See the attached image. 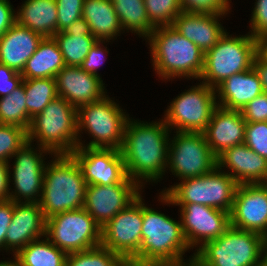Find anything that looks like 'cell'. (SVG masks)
I'll use <instances>...</instances> for the list:
<instances>
[{"mask_svg": "<svg viewBox=\"0 0 267 266\" xmlns=\"http://www.w3.org/2000/svg\"><path fill=\"white\" fill-rule=\"evenodd\" d=\"M143 197L141 194L101 227V246L128 262L142 242Z\"/></svg>", "mask_w": 267, "mask_h": 266, "instance_id": "cell-14", "label": "cell"}, {"mask_svg": "<svg viewBox=\"0 0 267 266\" xmlns=\"http://www.w3.org/2000/svg\"><path fill=\"white\" fill-rule=\"evenodd\" d=\"M262 184L264 185V187L267 189V179L266 180H264L263 182H262Z\"/></svg>", "mask_w": 267, "mask_h": 266, "instance_id": "cell-52", "label": "cell"}, {"mask_svg": "<svg viewBox=\"0 0 267 266\" xmlns=\"http://www.w3.org/2000/svg\"><path fill=\"white\" fill-rule=\"evenodd\" d=\"M30 123L23 79L12 93L0 98V124L15 125L28 131Z\"/></svg>", "mask_w": 267, "mask_h": 266, "instance_id": "cell-32", "label": "cell"}, {"mask_svg": "<svg viewBox=\"0 0 267 266\" xmlns=\"http://www.w3.org/2000/svg\"><path fill=\"white\" fill-rule=\"evenodd\" d=\"M42 40L40 34L16 22L0 37V63L21 73Z\"/></svg>", "mask_w": 267, "mask_h": 266, "instance_id": "cell-24", "label": "cell"}, {"mask_svg": "<svg viewBox=\"0 0 267 266\" xmlns=\"http://www.w3.org/2000/svg\"><path fill=\"white\" fill-rule=\"evenodd\" d=\"M259 51L267 57V34L259 39Z\"/></svg>", "mask_w": 267, "mask_h": 266, "instance_id": "cell-49", "label": "cell"}, {"mask_svg": "<svg viewBox=\"0 0 267 266\" xmlns=\"http://www.w3.org/2000/svg\"><path fill=\"white\" fill-rule=\"evenodd\" d=\"M217 166L239 185L262 183L267 179V159L245 143L226 149L217 157ZM226 168L229 170H223Z\"/></svg>", "mask_w": 267, "mask_h": 266, "instance_id": "cell-22", "label": "cell"}, {"mask_svg": "<svg viewBox=\"0 0 267 266\" xmlns=\"http://www.w3.org/2000/svg\"><path fill=\"white\" fill-rule=\"evenodd\" d=\"M253 69L260 79L263 92H267V57H265L260 51L254 58Z\"/></svg>", "mask_w": 267, "mask_h": 266, "instance_id": "cell-47", "label": "cell"}, {"mask_svg": "<svg viewBox=\"0 0 267 266\" xmlns=\"http://www.w3.org/2000/svg\"><path fill=\"white\" fill-rule=\"evenodd\" d=\"M57 95L78 109L107 95L101 76L90 74L81 67L64 66L55 76Z\"/></svg>", "mask_w": 267, "mask_h": 266, "instance_id": "cell-19", "label": "cell"}, {"mask_svg": "<svg viewBox=\"0 0 267 266\" xmlns=\"http://www.w3.org/2000/svg\"><path fill=\"white\" fill-rule=\"evenodd\" d=\"M216 107L215 89L200 81L170 102L163 119L171 131L203 133Z\"/></svg>", "mask_w": 267, "mask_h": 266, "instance_id": "cell-10", "label": "cell"}, {"mask_svg": "<svg viewBox=\"0 0 267 266\" xmlns=\"http://www.w3.org/2000/svg\"><path fill=\"white\" fill-rule=\"evenodd\" d=\"M168 146L167 170L178 180L200 177L217 166L204 133L174 132Z\"/></svg>", "mask_w": 267, "mask_h": 266, "instance_id": "cell-12", "label": "cell"}, {"mask_svg": "<svg viewBox=\"0 0 267 266\" xmlns=\"http://www.w3.org/2000/svg\"><path fill=\"white\" fill-rule=\"evenodd\" d=\"M27 140L52 154H71L77 148V109L57 96L31 119Z\"/></svg>", "mask_w": 267, "mask_h": 266, "instance_id": "cell-6", "label": "cell"}, {"mask_svg": "<svg viewBox=\"0 0 267 266\" xmlns=\"http://www.w3.org/2000/svg\"><path fill=\"white\" fill-rule=\"evenodd\" d=\"M10 0H0V37L16 23V11Z\"/></svg>", "mask_w": 267, "mask_h": 266, "instance_id": "cell-45", "label": "cell"}, {"mask_svg": "<svg viewBox=\"0 0 267 266\" xmlns=\"http://www.w3.org/2000/svg\"><path fill=\"white\" fill-rule=\"evenodd\" d=\"M195 253L193 266H261L262 234L230 226Z\"/></svg>", "mask_w": 267, "mask_h": 266, "instance_id": "cell-8", "label": "cell"}, {"mask_svg": "<svg viewBox=\"0 0 267 266\" xmlns=\"http://www.w3.org/2000/svg\"><path fill=\"white\" fill-rule=\"evenodd\" d=\"M143 201L142 242L137 253L127 262L143 266H191L195 253L184 260L190 247L176 221ZM186 261V262H185Z\"/></svg>", "mask_w": 267, "mask_h": 266, "instance_id": "cell-2", "label": "cell"}, {"mask_svg": "<svg viewBox=\"0 0 267 266\" xmlns=\"http://www.w3.org/2000/svg\"><path fill=\"white\" fill-rule=\"evenodd\" d=\"M13 216V201H0V251L5 250V235Z\"/></svg>", "mask_w": 267, "mask_h": 266, "instance_id": "cell-44", "label": "cell"}, {"mask_svg": "<svg viewBox=\"0 0 267 266\" xmlns=\"http://www.w3.org/2000/svg\"><path fill=\"white\" fill-rule=\"evenodd\" d=\"M183 12L228 14L231 0H179Z\"/></svg>", "mask_w": 267, "mask_h": 266, "instance_id": "cell-39", "label": "cell"}, {"mask_svg": "<svg viewBox=\"0 0 267 266\" xmlns=\"http://www.w3.org/2000/svg\"><path fill=\"white\" fill-rule=\"evenodd\" d=\"M105 42L109 43L111 41L98 40L93 45L91 50L88 52L86 58L84 59L82 65L80 66L82 70H84L90 74L100 76L98 71H97L98 67L100 68V65H102L103 62H105L104 60L107 59V58H105V55H107L109 53V51L107 50V47L104 46V45H106Z\"/></svg>", "mask_w": 267, "mask_h": 266, "instance_id": "cell-42", "label": "cell"}, {"mask_svg": "<svg viewBox=\"0 0 267 266\" xmlns=\"http://www.w3.org/2000/svg\"><path fill=\"white\" fill-rule=\"evenodd\" d=\"M238 183L216 166L211 172L194 178L181 180L159 193L158 200L167 206L202 204L231 212Z\"/></svg>", "mask_w": 267, "mask_h": 266, "instance_id": "cell-5", "label": "cell"}, {"mask_svg": "<svg viewBox=\"0 0 267 266\" xmlns=\"http://www.w3.org/2000/svg\"><path fill=\"white\" fill-rule=\"evenodd\" d=\"M35 145L29 141L24 143L13 155L15 158L12 168L9 163V180L14 186L13 190L10 187L9 200L13 202L39 203L40 201L47 163L44 161L45 155L54 154L36 143Z\"/></svg>", "mask_w": 267, "mask_h": 266, "instance_id": "cell-13", "label": "cell"}, {"mask_svg": "<svg viewBox=\"0 0 267 266\" xmlns=\"http://www.w3.org/2000/svg\"><path fill=\"white\" fill-rule=\"evenodd\" d=\"M150 23L156 28L172 26L176 17L183 12L179 0H144Z\"/></svg>", "mask_w": 267, "mask_h": 266, "instance_id": "cell-35", "label": "cell"}, {"mask_svg": "<svg viewBox=\"0 0 267 266\" xmlns=\"http://www.w3.org/2000/svg\"><path fill=\"white\" fill-rule=\"evenodd\" d=\"M128 118L129 114L108 95L80 106L77 109V147L121 150ZM82 131L92 138L87 145L81 140Z\"/></svg>", "mask_w": 267, "mask_h": 266, "instance_id": "cell-7", "label": "cell"}, {"mask_svg": "<svg viewBox=\"0 0 267 266\" xmlns=\"http://www.w3.org/2000/svg\"><path fill=\"white\" fill-rule=\"evenodd\" d=\"M71 155L81 168L87 185L137 183L128 177L120 150L77 147Z\"/></svg>", "mask_w": 267, "mask_h": 266, "instance_id": "cell-15", "label": "cell"}, {"mask_svg": "<svg viewBox=\"0 0 267 266\" xmlns=\"http://www.w3.org/2000/svg\"><path fill=\"white\" fill-rule=\"evenodd\" d=\"M262 256L264 264H267V230L262 234Z\"/></svg>", "mask_w": 267, "mask_h": 266, "instance_id": "cell-48", "label": "cell"}, {"mask_svg": "<svg viewBox=\"0 0 267 266\" xmlns=\"http://www.w3.org/2000/svg\"><path fill=\"white\" fill-rule=\"evenodd\" d=\"M151 65L161 80L198 79L204 69V52L173 26L156 27L146 39Z\"/></svg>", "mask_w": 267, "mask_h": 266, "instance_id": "cell-3", "label": "cell"}, {"mask_svg": "<svg viewBox=\"0 0 267 266\" xmlns=\"http://www.w3.org/2000/svg\"><path fill=\"white\" fill-rule=\"evenodd\" d=\"M53 156H50L53 159L45 166L39 201L45 219L80 209L85 203L87 184L75 158L71 154Z\"/></svg>", "mask_w": 267, "mask_h": 266, "instance_id": "cell-4", "label": "cell"}, {"mask_svg": "<svg viewBox=\"0 0 267 266\" xmlns=\"http://www.w3.org/2000/svg\"><path fill=\"white\" fill-rule=\"evenodd\" d=\"M142 189L138 183L87 185L83 208L102 227L142 194Z\"/></svg>", "mask_w": 267, "mask_h": 266, "instance_id": "cell-17", "label": "cell"}, {"mask_svg": "<svg viewBox=\"0 0 267 266\" xmlns=\"http://www.w3.org/2000/svg\"><path fill=\"white\" fill-rule=\"evenodd\" d=\"M230 226L260 234L267 230V189L262 183L238 185Z\"/></svg>", "mask_w": 267, "mask_h": 266, "instance_id": "cell-18", "label": "cell"}, {"mask_svg": "<svg viewBox=\"0 0 267 266\" xmlns=\"http://www.w3.org/2000/svg\"><path fill=\"white\" fill-rule=\"evenodd\" d=\"M258 52L259 40L249 32L239 36L225 32L216 45L205 53L199 81L215 89L231 75L253 68Z\"/></svg>", "mask_w": 267, "mask_h": 266, "instance_id": "cell-9", "label": "cell"}, {"mask_svg": "<svg viewBox=\"0 0 267 266\" xmlns=\"http://www.w3.org/2000/svg\"><path fill=\"white\" fill-rule=\"evenodd\" d=\"M21 266H66L67 253L46 236L30 242L15 254Z\"/></svg>", "mask_w": 267, "mask_h": 266, "instance_id": "cell-31", "label": "cell"}, {"mask_svg": "<svg viewBox=\"0 0 267 266\" xmlns=\"http://www.w3.org/2000/svg\"><path fill=\"white\" fill-rule=\"evenodd\" d=\"M185 240L195 252L207 241L220 237L230 227V213L202 204L179 206Z\"/></svg>", "mask_w": 267, "mask_h": 266, "instance_id": "cell-16", "label": "cell"}, {"mask_svg": "<svg viewBox=\"0 0 267 266\" xmlns=\"http://www.w3.org/2000/svg\"><path fill=\"white\" fill-rule=\"evenodd\" d=\"M56 0H25L16 12V22L40 34L53 38L57 34Z\"/></svg>", "mask_w": 267, "mask_h": 266, "instance_id": "cell-28", "label": "cell"}, {"mask_svg": "<svg viewBox=\"0 0 267 266\" xmlns=\"http://www.w3.org/2000/svg\"><path fill=\"white\" fill-rule=\"evenodd\" d=\"M245 132L244 143L261 157L267 159V121L247 122Z\"/></svg>", "mask_w": 267, "mask_h": 266, "instance_id": "cell-37", "label": "cell"}, {"mask_svg": "<svg viewBox=\"0 0 267 266\" xmlns=\"http://www.w3.org/2000/svg\"><path fill=\"white\" fill-rule=\"evenodd\" d=\"M246 123L240 110L217 106L203 132L212 153L218 157L226 149L243 144Z\"/></svg>", "mask_w": 267, "mask_h": 266, "instance_id": "cell-21", "label": "cell"}, {"mask_svg": "<svg viewBox=\"0 0 267 266\" xmlns=\"http://www.w3.org/2000/svg\"><path fill=\"white\" fill-rule=\"evenodd\" d=\"M22 82L20 72L0 63V98L12 93Z\"/></svg>", "mask_w": 267, "mask_h": 266, "instance_id": "cell-43", "label": "cell"}, {"mask_svg": "<svg viewBox=\"0 0 267 266\" xmlns=\"http://www.w3.org/2000/svg\"><path fill=\"white\" fill-rule=\"evenodd\" d=\"M56 5L57 33L65 31L72 23L82 18L84 0H56Z\"/></svg>", "mask_w": 267, "mask_h": 266, "instance_id": "cell-38", "label": "cell"}, {"mask_svg": "<svg viewBox=\"0 0 267 266\" xmlns=\"http://www.w3.org/2000/svg\"><path fill=\"white\" fill-rule=\"evenodd\" d=\"M263 92L260 79L253 68L231 75L215 88L217 106L241 110Z\"/></svg>", "mask_w": 267, "mask_h": 266, "instance_id": "cell-25", "label": "cell"}, {"mask_svg": "<svg viewBox=\"0 0 267 266\" xmlns=\"http://www.w3.org/2000/svg\"><path fill=\"white\" fill-rule=\"evenodd\" d=\"M246 122L267 121V92H262L241 110Z\"/></svg>", "mask_w": 267, "mask_h": 266, "instance_id": "cell-41", "label": "cell"}, {"mask_svg": "<svg viewBox=\"0 0 267 266\" xmlns=\"http://www.w3.org/2000/svg\"><path fill=\"white\" fill-rule=\"evenodd\" d=\"M13 259V260H12ZM5 261H0V266H21L18 257L13 254V258Z\"/></svg>", "mask_w": 267, "mask_h": 266, "instance_id": "cell-50", "label": "cell"}, {"mask_svg": "<svg viewBox=\"0 0 267 266\" xmlns=\"http://www.w3.org/2000/svg\"><path fill=\"white\" fill-rule=\"evenodd\" d=\"M255 1L249 21V34L259 40L267 34V0Z\"/></svg>", "mask_w": 267, "mask_h": 266, "instance_id": "cell-40", "label": "cell"}, {"mask_svg": "<svg viewBox=\"0 0 267 266\" xmlns=\"http://www.w3.org/2000/svg\"><path fill=\"white\" fill-rule=\"evenodd\" d=\"M82 18L88 23L91 34L97 40L114 41L124 33L110 0H84Z\"/></svg>", "mask_w": 267, "mask_h": 266, "instance_id": "cell-27", "label": "cell"}, {"mask_svg": "<svg viewBox=\"0 0 267 266\" xmlns=\"http://www.w3.org/2000/svg\"><path fill=\"white\" fill-rule=\"evenodd\" d=\"M9 162L0 160V201L9 200L10 178Z\"/></svg>", "mask_w": 267, "mask_h": 266, "instance_id": "cell-46", "label": "cell"}, {"mask_svg": "<svg viewBox=\"0 0 267 266\" xmlns=\"http://www.w3.org/2000/svg\"><path fill=\"white\" fill-rule=\"evenodd\" d=\"M24 90L30 119L42 112L58 96L55 78L24 79Z\"/></svg>", "mask_w": 267, "mask_h": 266, "instance_id": "cell-33", "label": "cell"}, {"mask_svg": "<svg viewBox=\"0 0 267 266\" xmlns=\"http://www.w3.org/2000/svg\"><path fill=\"white\" fill-rule=\"evenodd\" d=\"M62 53L66 66L80 67L88 52L98 41L90 31L88 23L79 19L65 31L53 36Z\"/></svg>", "mask_w": 267, "mask_h": 266, "instance_id": "cell-26", "label": "cell"}, {"mask_svg": "<svg viewBox=\"0 0 267 266\" xmlns=\"http://www.w3.org/2000/svg\"><path fill=\"white\" fill-rule=\"evenodd\" d=\"M45 227L39 203L13 202V216L5 235L6 252L16 254L30 242L44 238Z\"/></svg>", "mask_w": 267, "mask_h": 266, "instance_id": "cell-20", "label": "cell"}, {"mask_svg": "<svg viewBox=\"0 0 267 266\" xmlns=\"http://www.w3.org/2000/svg\"><path fill=\"white\" fill-rule=\"evenodd\" d=\"M171 132L164 119L148 123L128 118L120 151L128 177L142 188L148 182L157 184L166 174Z\"/></svg>", "mask_w": 267, "mask_h": 266, "instance_id": "cell-1", "label": "cell"}, {"mask_svg": "<svg viewBox=\"0 0 267 266\" xmlns=\"http://www.w3.org/2000/svg\"><path fill=\"white\" fill-rule=\"evenodd\" d=\"M115 7L123 31L136 33L146 40L155 27L150 23L144 0H110Z\"/></svg>", "mask_w": 267, "mask_h": 266, "instance_id": "cell-30", "label": "cell"}, {"mask_svg": "<svg viewBox=\"0 0 267 266\" xmlns=\"http://www.w3.org/2000/svg\"><path fill=\"white\" fill-rule=\"evenodd\" d=\"M127 262L101 245L89 250L69 253L66 266H124Z\"/></svg>", "mask_w": 267, "mask_h": 266, "instance_id": "cell-34", "label": "cell"}, {"mask_svg": "<svg viewBox=\"0 0 267 266\" xmlns=\"http://www.w3.org/2000/svg\"><path fill=\"white\" fill-rule=\"evenodd\" d=\"M45 236L67 254L101 245V226L82 207L46 219Z\"/></svg>", "mask_w": 267, "mask_h": 266, "instance_id": "cell-11", "label": "cell"}, {"mask_svg": "<svg viewBox=\"0 0 267 266\" xmlns=\"http://www.w3.org/2000/svg\"><path fill=\"white\" fill-rule=\"evenodd\" d=\"M65 62L54 38H43L21 72L23 79L55 78Z\"/></svg>", "mask_w": 267, "mask_h": 266, "instance_id": "cell-29", "label": "cell"}, {"mask_svg": "<svg viewBox=\"0 0 267 266\" xmlns=\"http://www.w3.org/2000/svg\"><path fill=\"white\" fill-rule=\"evenodd\" d=\"M124 266H143V265H135V264H132V263H126Z\"/></svg>", "mask_w": 267, "mask_h": 266, "instance_id": "cell-51", "label": "cell"}, {"mask_svg": "<svg viewBox=\"0 0 267 266\" xmlns=\"http://www.w3.org/2000/svg\"><path fill=\"white\" fill-rule=\"evenodd\" d=\"M226 15L181 12L172 26L205 54L227 32L220 22V18L223 19Z\"/></svg>", "mask_w": 267, "mask_h": 266, "instance_id": "cell-23", "label": "cell"}, {"mask_svg": "<svg viewBox=\"0 0 267 266\" xmlns=\"http://www.w3.org/2000/svg\"><path fill=\"white\" fill-rule=\"evenodd\" d=\"M27 131L19 126L0 124V160L13 159V155L26 143Z\"/></svg>", "mask_w": 267, "mask_h": 266, "instance_id": "cell-36", "label": "cell"}]
</instances>
